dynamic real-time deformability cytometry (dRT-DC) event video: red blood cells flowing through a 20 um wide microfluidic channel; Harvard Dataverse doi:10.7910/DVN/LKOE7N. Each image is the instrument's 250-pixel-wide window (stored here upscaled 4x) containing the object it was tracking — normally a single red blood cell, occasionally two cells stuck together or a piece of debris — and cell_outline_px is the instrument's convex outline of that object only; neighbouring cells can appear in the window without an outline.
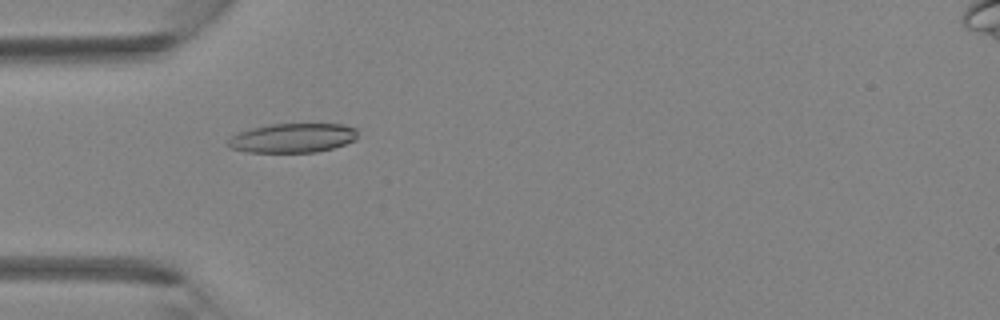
{"species": "Egyptian fruit bat (a non-hibernating species)", "species_latin": "Rousettus aegyptiacus", "temperature_condition": "room temperature", "stored_images_in_passage": 3, "camera_frame_rate_fps": 3000, "um_per_image_px": 0.085, "animal": {"sex": "female"}, "frame": {"image": 1, "passage_image": 1, "time_ms": 0.0, "image_size_px": [1000, 320], "cell_outline_px": [[356, 140], [332, 148], [316, 152], [248, 152], [232, 148], [228, 144], [228, 140], [232, 136], [240, 132], [252, 128], [272, 124], [344, 124], [356, 128]], "centroid_in_image_um": [24.9, 11.72], "position_along_channel_um": 60.1, "area_um2": 21.91}}
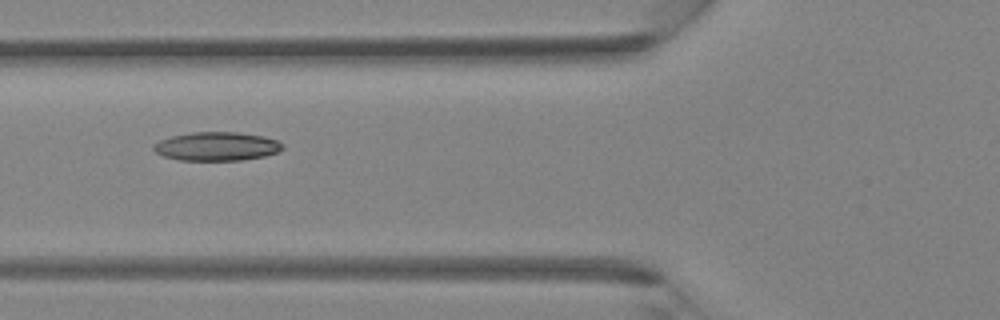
{"frame": {"image": 2, "passage_image": 2, "time_ms": 0.333, "image_size_px": [1000, 320], "cell_outline_px": [[284, 148], [280, 152], [264, 156], [240, 160], [180, 160], [164, 156], [156, 152], [152, 148], [152, 144], [160, 140], [172, 136], [192, 132], [236, 132], [264, 136], [276, 140], [284, 144]], "centroid_in_image_um": [18.44, 12.44], "position_along_channel_um": 107.4, "area_um2": 21.62}}
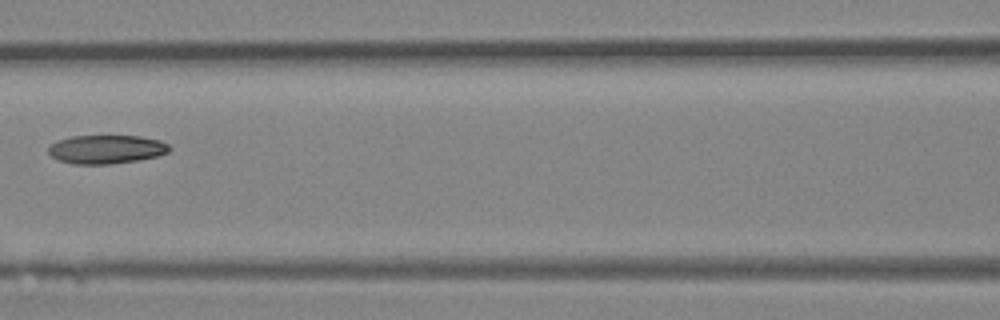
{"frame": {"image": 3, "passage_image": 3, "time_ms": 0.667, "image_size_px": [1000, 320], "cell_outline_px": [[172, 148], [168, 152], [160, 156], [112, 164], [76, 164], [60, 160], [52, 156], [48, 152], [48, 144], [56, 140], [72, 136], [140, 136], [160, 140], [168, 144]], "centroid_in_image_um": [9.04, 12.68], "position_along_channel_um": 157.6, "area_um2": 20.35}}